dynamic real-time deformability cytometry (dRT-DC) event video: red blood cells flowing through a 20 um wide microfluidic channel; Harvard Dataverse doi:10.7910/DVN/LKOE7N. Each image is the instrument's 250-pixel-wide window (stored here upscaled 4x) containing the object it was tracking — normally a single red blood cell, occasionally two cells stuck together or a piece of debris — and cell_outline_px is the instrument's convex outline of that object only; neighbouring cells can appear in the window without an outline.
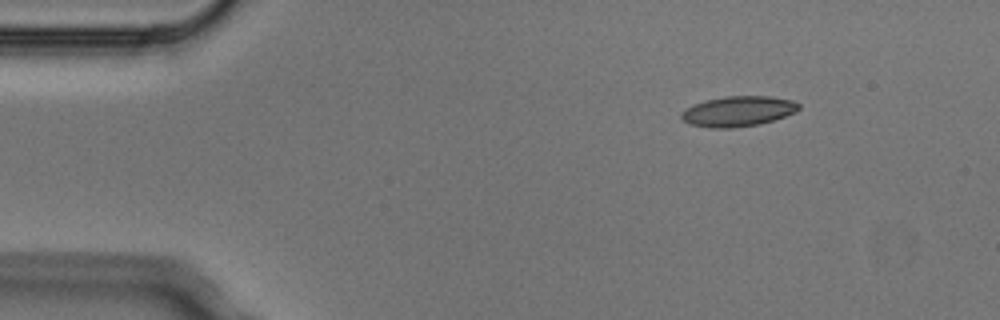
{"species": "Egyptian fruit bat (a non-hibernating species)", "species_latin": "Rousettus aegyptiacus", "temperature_condition": "cold", "stored_images_in_passage": 5, "camera_frame_rate_fps": 3000, "um_per_image_px": 0.085, "animal": {"sex": "male"}, "frame": {"image": 1, "passage_image": 2, "time_ms": 0.333, "image_size_px": [1000, 320], "cell_outline_px": [[800, 108], [796, 112], [760, 124], [732, 128], [708, 128], [688, 124], [680, 116], [680, 112], [696, 104], [708, 100], [724, 96], [772, 96], [792, 100], [800, 104]], "centroid_in_image_um": [62.75, 9.46], "position_along_channel_um": 22.2, "area_um2": 20.69}}
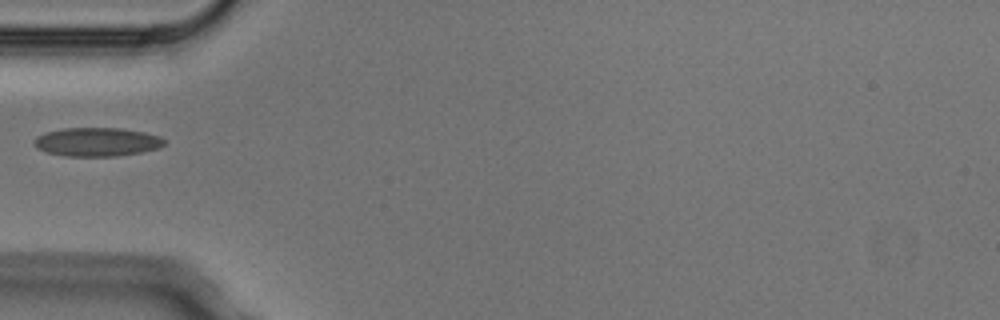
{"frame": {"image": 2, "passage_image": 5, "time_ms": 1.333, "image_size_px": [1000, 320], "cell_outline_px": [[164, 144], [160, 148], [140, 152], [116, 156], [68, 156], [48, 152], [36, 148], [36, 136], [44, 132], [64, 128], [120, 128], [144, 132], [160, 136], [164, 140]], "centroid_in_image_um": [8.26, 12.06], "position_along_channel_um": 76.7, "area_um2": 21.62}}